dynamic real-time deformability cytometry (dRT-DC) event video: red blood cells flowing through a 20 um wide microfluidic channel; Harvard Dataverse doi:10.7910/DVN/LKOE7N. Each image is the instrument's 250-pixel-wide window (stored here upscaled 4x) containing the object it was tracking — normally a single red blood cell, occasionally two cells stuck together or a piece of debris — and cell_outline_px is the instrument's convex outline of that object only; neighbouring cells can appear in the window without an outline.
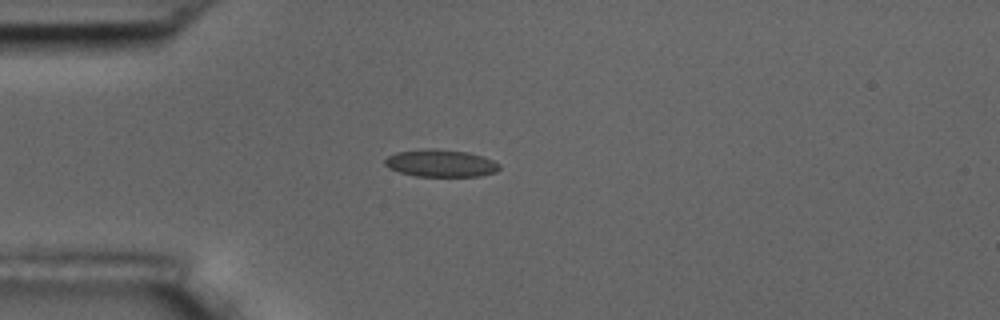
{"species": "common noctule bat (a hibernating species)", "species_latin": "Nyctalus noctula", "temperature_condition": "room temperature", "stored_images_in_passage": 3, "camera_frame_rate_fps": 3000, "um_per_image_px": 0.085, "animal": {"sex": "male", "body_mass_g": 17.5, "forearm_length_mm": 52.3}, "frame": {"image": 1, "passage_image": 3, "time_ms": 2.333, "image_size_px": [1000, 320], "cell_outline_px": [[500, 168], [496, 172], [480, 176], [416, 176], [400, 172], [388, 168], [384, 164], [384, 160], [388, 156], [396, 152], [424, 148], [436, 148], [468, 152], [492, 160], [500, 164]], "centroid_in_image_um": [37.44, 13.86], "position_along_channel_um": 47.6, "area_um2": 18.32}}